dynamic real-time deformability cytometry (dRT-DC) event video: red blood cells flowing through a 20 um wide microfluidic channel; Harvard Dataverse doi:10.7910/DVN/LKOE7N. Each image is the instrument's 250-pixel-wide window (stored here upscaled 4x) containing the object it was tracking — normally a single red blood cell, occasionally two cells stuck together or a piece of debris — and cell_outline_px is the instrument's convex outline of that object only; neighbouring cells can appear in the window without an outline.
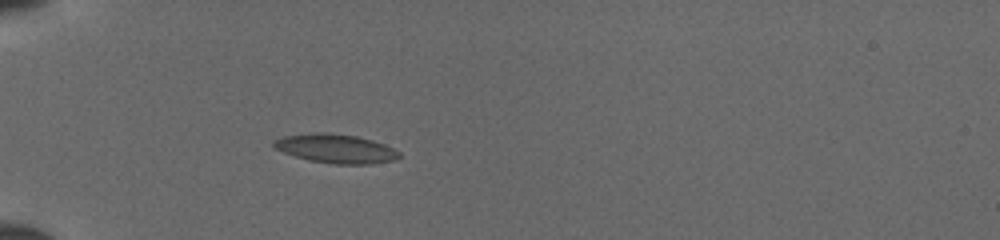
{"species": "common noctule bat (a hibernating species)", "species_latin": "Nyctalus noctula", "temperature_condition": "cold", "stored_images_in_passage": 38, "camera_frame_rate_fps": 3000, "um_per_image_px": 0.085, "animal": {"sex": "female", "body_mass_g": 19.5, "forearm_length_mm": 54.1}, "frame": {"image": 1, "passage_image": 7, "time_ms": 2.0, "image_size_px": [1000, 240], "cell_outline_px": [[400, 156], [396, 160], [368, 164], [336, 164], [312, 160], [296, 156], [272, 148], [272, 140], [284, 136], [316, 132], [324, 132], [356, 136], [372, 140], [384, 144], [400, 152]], "centroid_in_image_um": [28.53, 12.62], "position_along_channel_um": 56.5, "area_um2": 21.04}}
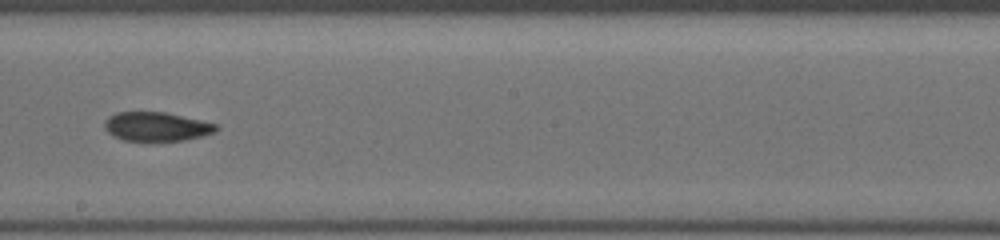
{"frame": {"image": 2, "passage_image": 21, "time_ms": 6.667, "image_size_px": [1000, 240], "cell_outline_px": [[220, 128], [216, 132], [184, 140], [152, 144], [124, 140], [112, 136], [104, 128], [104, 120], [108, 116], [116, 112], [164, 112], [200, 120], [216, 124]], "centroid_in_image_um": [13.26, 10.8], "position_along_channel_um": 234.9, "area_um2": 19.59}}
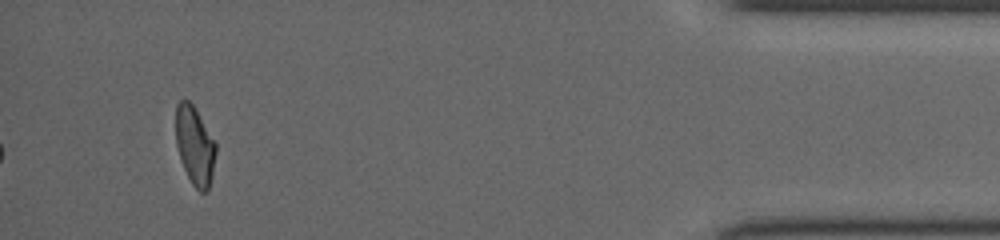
{"frame": {"image": 3, "passage_image": 38, "time_ms": 12.333, "image_size_px": [1000, 240], "cell_outline_px": [[216, 152], [212, 176], [208, 188], [204, 192], [200, 192], [192, 184], [180, 160], [176, 144], [176, 104], [180, 100], [188, 100], [196, 108], [216, 144]], "centroid_in_image_um": [16.55, 12.36], "position_along_channel_um": 418.6, "area_um2": 18.26}}